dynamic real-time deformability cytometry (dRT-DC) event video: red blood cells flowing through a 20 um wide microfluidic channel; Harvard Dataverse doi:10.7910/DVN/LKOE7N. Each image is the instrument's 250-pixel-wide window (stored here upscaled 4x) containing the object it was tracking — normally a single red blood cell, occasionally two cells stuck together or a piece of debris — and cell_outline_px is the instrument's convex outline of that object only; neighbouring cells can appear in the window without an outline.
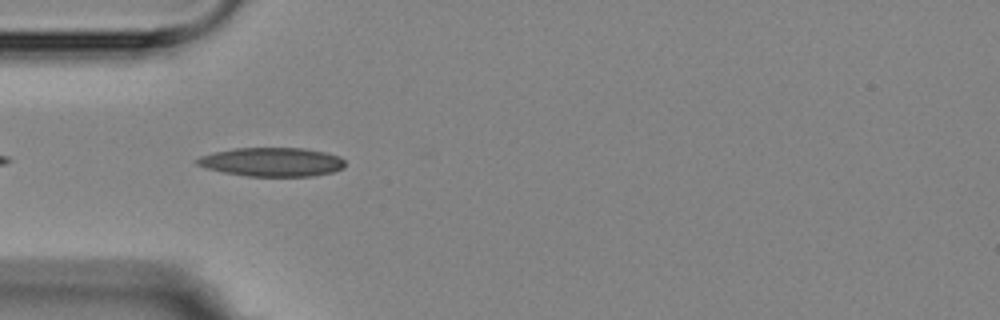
{"species": "Egyptian fruit bat (a non-hibernating species)", "species_latin": "Rousettus aegyptiacus", "temperature_condition": "room temperature", "stored_images_in_passage": 5, "camera_frame_rate_fps": 3000, "um_per_image_px": 0.085, "animal": {"sex": "female"}, "frame": {"image": 1, "passage_image": 4, "time_ms": 4.333, "image_size_px": [1000, 320], "cell_outline_px": [[344, 168], [332, 172], [312, 176], [248, 176], [224, 172], [204, 168], [196, 164], [192, 160], [200, 156], [232, 148], [304, 148], [324, 152], [340, 156], [344, 160]], "centroid_in_image_um": [23.09, 13.76], "position_along_channel_um": 61.9, "area_um2": 24.97}}
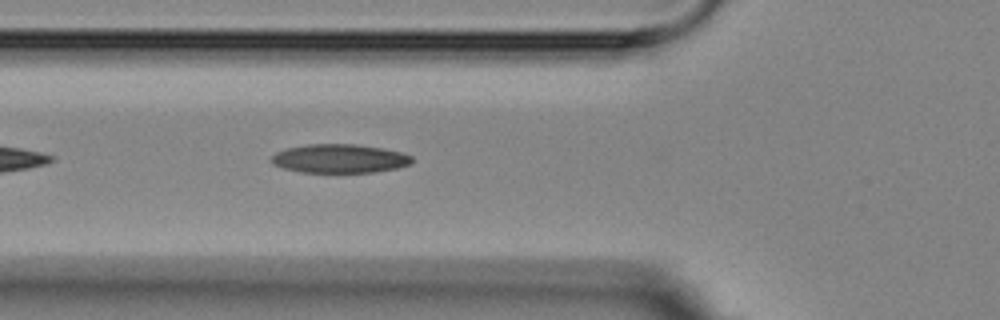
{"frame": {"image": 2, "passage_image": 5, "time_ms": 5.333, "image_size_px": [1000, 320], "cell_outline_px": [[412, 160], [408, 164], [396, 168], [372, 172], [300, 172], [284, 168], [272, 164], [268, 160], [276, 152], [288, 148], [308, 144], [356, 144], [384, 148], [400, 152], [412, 156]], "centroid_in_image_um": [28.82, 13.47], "position_along_channel_um": 97.0, "area_um2": 23.47}}